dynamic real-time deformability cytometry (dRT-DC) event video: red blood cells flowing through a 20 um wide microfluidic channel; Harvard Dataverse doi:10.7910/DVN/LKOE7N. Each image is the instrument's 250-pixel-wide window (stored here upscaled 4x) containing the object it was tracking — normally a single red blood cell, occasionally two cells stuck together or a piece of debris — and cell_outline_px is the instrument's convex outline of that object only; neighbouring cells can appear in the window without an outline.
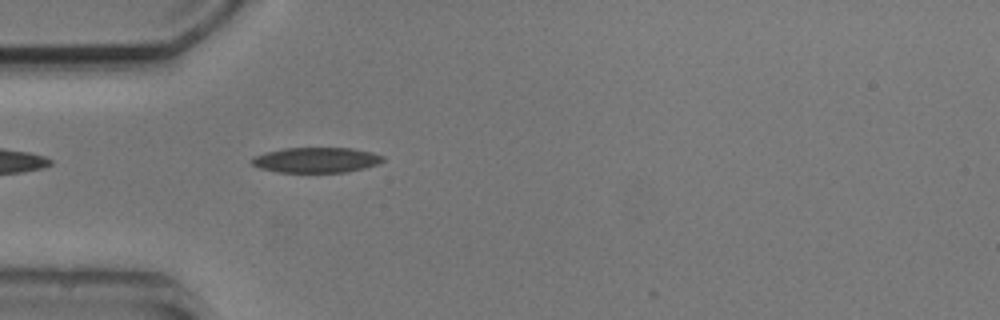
{"species": "common noctule bat (a hibernating species)", "species_latin": "Nyctalus noctula", "temperature_condition": "cold", "stored_images_in_passage": 2, "camera_frame_rate_fps": 3000, "um_per_image_px": 0.085, "animal": {"sex": "male", "body_mass_g": 20.5, "forearm_length_mm": 52.5}, "frame": {"image": 1, "passage_image": 2, "time_ms": 1.0, "image_size_px": [1000, 320], "cell_outline_px": [[384, 160], [376, 164], [364, 168], [344, 172], [280, 172], [260, 168], [252, 164], [252, 156], [264, 152], [284, 148], [352, 148], [372, 152], [384, 156]], "centroid_in_image_um": [26.86, 13.59], "position_along_channel_um": 58.1, "area_um2": 19.25}}